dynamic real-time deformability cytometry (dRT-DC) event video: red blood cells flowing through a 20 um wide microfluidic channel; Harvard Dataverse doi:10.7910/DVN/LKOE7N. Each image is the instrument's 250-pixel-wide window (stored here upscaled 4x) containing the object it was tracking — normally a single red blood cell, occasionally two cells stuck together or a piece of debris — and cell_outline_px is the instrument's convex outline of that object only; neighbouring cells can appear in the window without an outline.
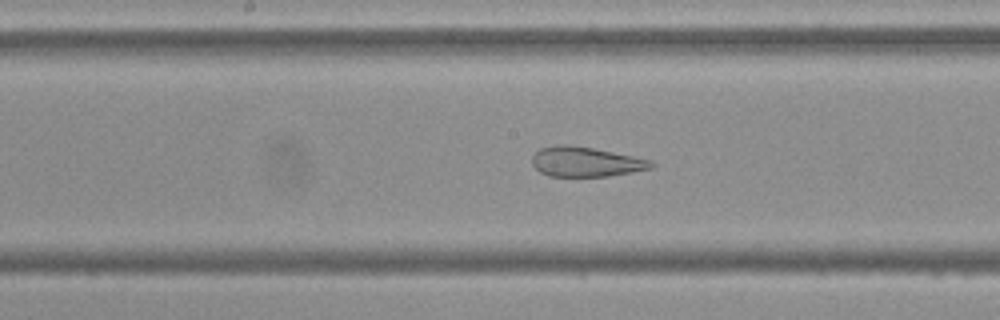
{"species": "Egyptian fruit bat (a non-hibernating species)", "species_latin": "Rousettus aegyptiacus", "temperature_condition": "cold", "stored_images_in_passage": 53, "camera_frame_rate_fps": 3000, "um_per_image_px": 0.085, "frame": {"image": 1, "passage_image": 26, "time_ms": 8.333, "image_size_px": [1000, 320], "cell_outline_px": [[656, 164], [652, 168], [632, 172], [608, 176], [548, 176], [540, 172], [532, 164], [532, 156], [540, 148], [560, 144], [568, 144], [592, 148], [652, 160]], "centroid_in_image_um": [49.78, 13.75], "position_along_channel_um": 198.4, "area_um2": 20.63}}
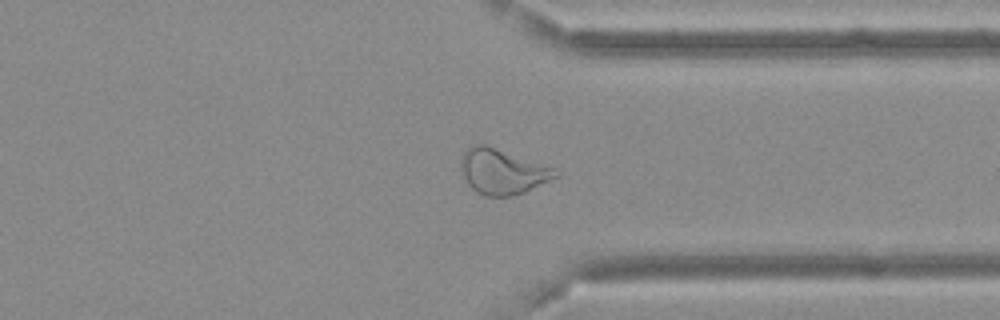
{"frame": {"image": 2, "passage_image": 40, "time_ms": 13.0, "image_size_px": [1000, 320], "cell_outline_px": [[560, 176], [524, 192], [512, 196], [484, 196], [476, 192], [468, 184], [460, 168], [460, 160], [464, 152], [472, 144], [484, 144], [552, 168], [560, 172]], "centroid_in_image_um": [42.67, 14.6], "position_along_channel_um": 368.7, "area_um2": 24.57}}
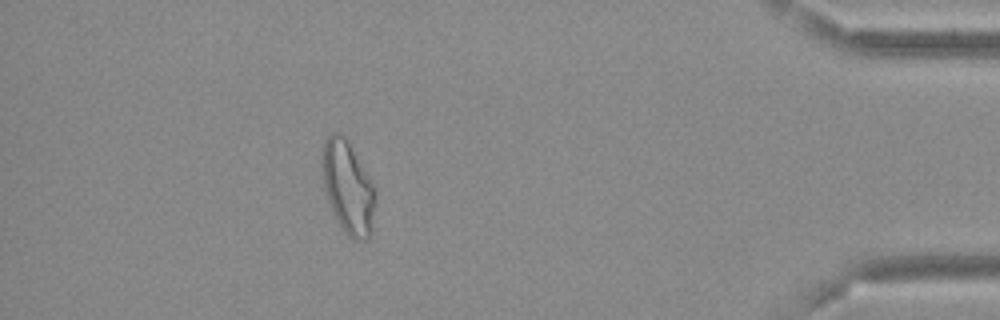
{"frame": {"image": 3, "passage_image": 47, "time_ms": 15.333, "image_size_px": [1000, 320], "cell_outline_px": [[376, 200], [368, 240], [352, 240], [344, 232], [328, 200], [324, 188], [320, 164], [324, 140], [332, 132], [340, 132], [344, 136], [376, 188]], "centroid_in_image_um": [29.56, 15.91], "position_along_channel_um": 405.6, "area_um2": 28.55}, "authors_computed_cell_mechanics": {"area_um2": 27.455, "velocity_mm_per_s": 3.6732, "shape_relaxation_time_tau1_ms": null, "shape_relaxation_time_tau2_ms": 1.533, "deformation_change_tau1": null, "deformation_change_tau2": 0.0975}}